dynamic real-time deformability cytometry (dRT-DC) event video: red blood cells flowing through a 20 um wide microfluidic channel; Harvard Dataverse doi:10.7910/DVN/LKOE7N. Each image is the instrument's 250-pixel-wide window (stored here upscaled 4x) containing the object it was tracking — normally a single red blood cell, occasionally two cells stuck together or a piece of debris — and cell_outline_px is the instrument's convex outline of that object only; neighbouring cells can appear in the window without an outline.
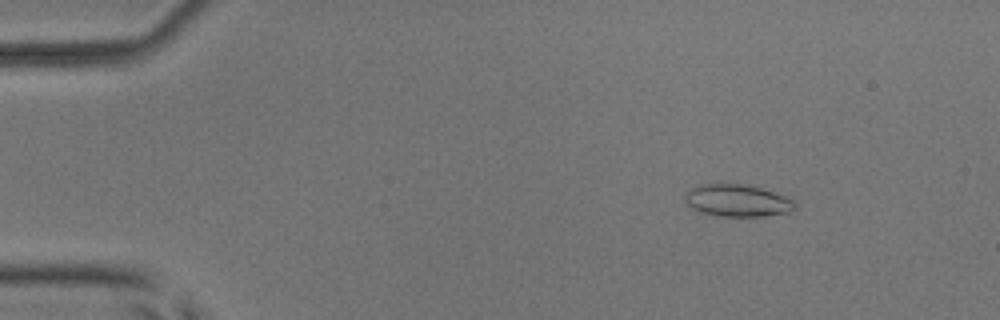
{"species": "common noctule bat (a hibernating species)", "species_latin": "Nyctalus noctula", "temperature_condition": "room temperature", "stored_images_in_passage": 52, "camera_frame_rate_fps": 3000, "um_per_image_px": 0.085, "animal": {"sex": "male", "body_mass_g": 17.9, "forearm_length_mm": 54.2}, "frame": {"image": 1, "passage_image": 6, "time_ms": 1.667, "image_size_px": [1000, 320], "cell_outline_px": [[796, 208], [792, 212], [764, 216], [720, 216], [700, 212], [692, 208], [684, 200], [684, 196], [692, 188], [700, 184], [720, 180], [760, 188], [792, 196], [796, 200]], "centroid_in_image_um": [62.72, 17.01], "position_along_channel_um": 22.3, "area_um2": 21.44}}
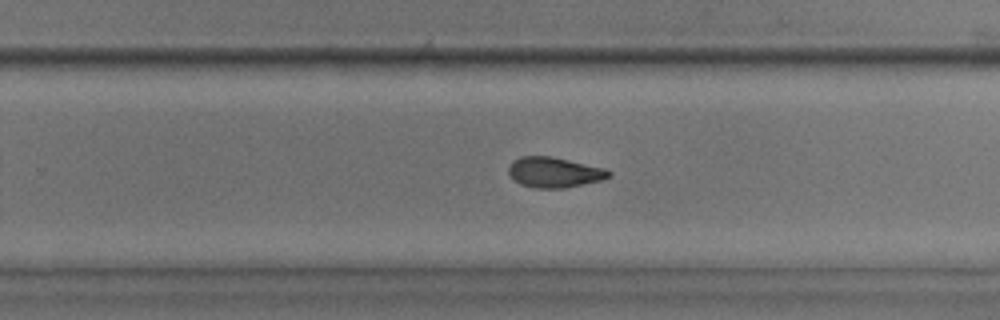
{"frame": {"image": 2, "passage_image": 33, "time_ms": 10.667, "image_size_px": [1000, 320], "cell_outline_px": [[612, 176], [604, 180], [564, 188], [532, 188], [520, 184], [508, 172], [508, 168], [512, 160], [520, 156], [552, 156], [604, 168], [612, 172]], "centroid_in_image_um": [47.13, 14.65], "position_along_channel_um": 282.7, "area_um2": 17.86}}
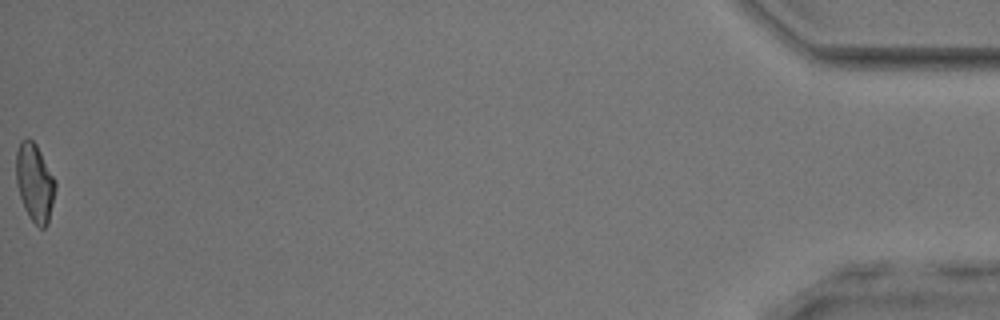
{"frame": {"image": 3, "passage_image": 52, "time_ms": 17.0, "image_size_px": [1000, 320], "cell_outline_px": [[56, 188], [48, 224], [44, 228], [40, 228], [28, 216], [24, 208], [16, 184], [16, 152], [20, 140], [28, 136], [36, 144], [56, 180]], "centroid_in_image_um": [2.95, 15.5], "position_along_channel_um": 432.3, "area_um2": 18.03}, "authors_computed_cell_mechanics": {"area_um2": 18.2937, "velocity_mm_per_s": 3.9051, "shape_relaxation_time_tau1_ms": 10.0407, "shape_relaxation_time_tau2_ms": 2.5983, "deformation_change_tau1": 0.2251, "deformation_change_tau2": 0.092}}